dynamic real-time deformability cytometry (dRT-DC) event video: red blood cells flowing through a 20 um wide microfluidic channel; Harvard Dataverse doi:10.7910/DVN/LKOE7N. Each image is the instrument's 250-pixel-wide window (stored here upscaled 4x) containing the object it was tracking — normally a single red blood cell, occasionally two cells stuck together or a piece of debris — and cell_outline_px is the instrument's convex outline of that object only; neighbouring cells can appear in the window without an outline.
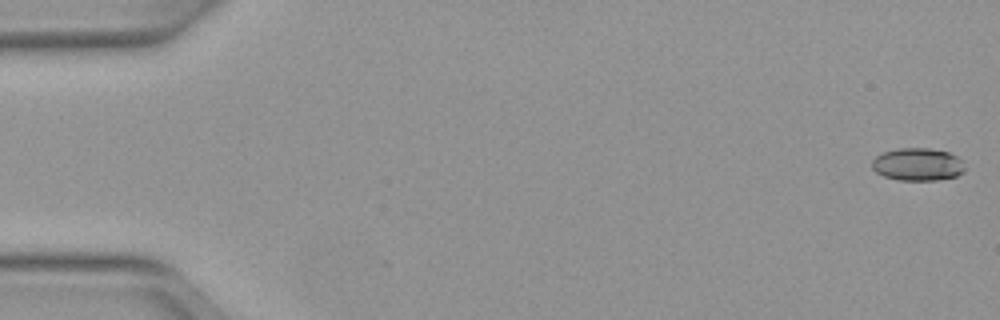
{"species": "Egyptian fruit bat (a non-hibernating species)", "species_latin": "Rousettus aegyptiacus", "temperature_condition": "warm", "stored_images_in_passage": 51, "camera_frame_rate_fps": 3000, "um_per_image_px": 0.085, "animal": {"sex": "female"}, "frame": {"image": 1, "passage_image": 1, "time_ms": 0.0, "image_size_px": [1000, 320], "cell_outline_px": [[964, 172], [956, 176], [936, 180], [896, 180], [884, 176], [876, 172], [872, 168], [872, 160], [876, 156], [884, 152], [896, 148], [928, 148], [948, 152], [956, 156], [960, 160], [964, 168]], "centroid_in_image_um": [77.97, 13.97], "position_along_channel_um": 7.0, "area_um2": 17.63}}
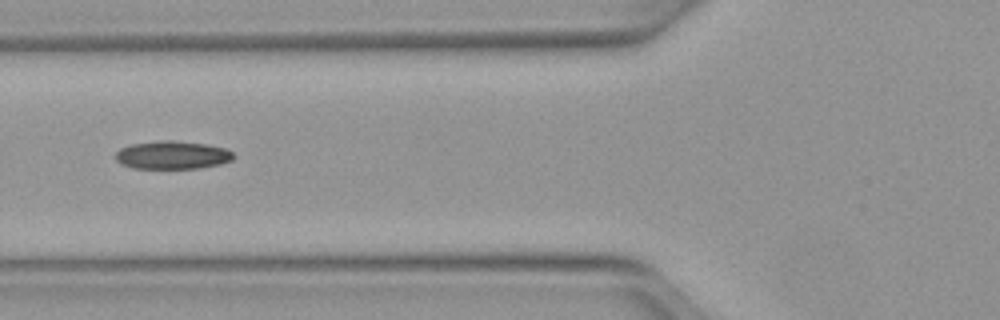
{"frame": {"image": 2, "passage_image": 20, "time_ms": 6.333, "image_size_px": [1000, 320], "cell_outline_px": [[236, 156], [232, 160], [220, 164], [200, 168], [132, 168], [120, 164], [116, 160], [116, 152], [120, 148], [132, 144], [160, 140], [172, 140], [208, 144], [224, 148], [232, 152]], "centroid_in_image_um": [14.65, 13.18], "position_along_channel_um": 111.1, "area_um2": 19.42}}
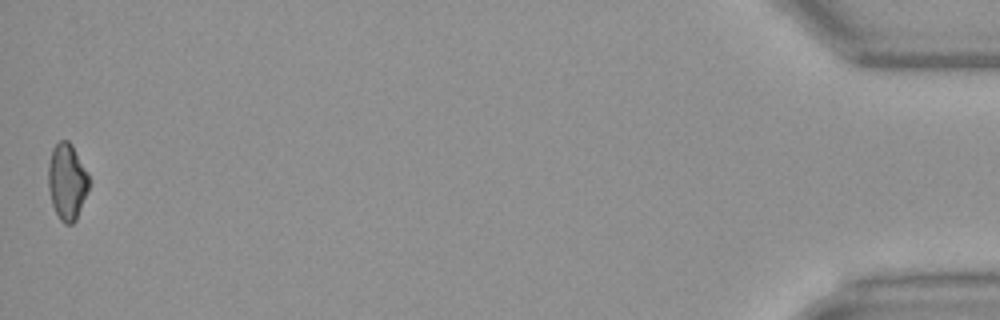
{"frame": {"image": 3, "passage_image": 51, "time_ms": 16.667, "image_size_px": [1000, 320], "cell_outline_px": [[88, 192], [76, 220], [72, 224], [64, 224], [60, 220], [52, 204], [48, 188], [48, 164], [52, 148], [60, 140], [68, 140], [72, 144], [88, 172]], "centroid_in_image_um": [5.69, 15.43], "position_along_channel_um": 429.5, "area_um2": 18.26}, "authors_computed_cell_mechanics": {"area_um2": 18.4382, "velocity_mm_per_s": 4.0214, "shape_relaxation_time_tau1_ms": null, "shape_relaxation_time_tau2_ms": 5.6072, "deformation_change_tau1": null, "deformation_change_tau2": 0.1211}}